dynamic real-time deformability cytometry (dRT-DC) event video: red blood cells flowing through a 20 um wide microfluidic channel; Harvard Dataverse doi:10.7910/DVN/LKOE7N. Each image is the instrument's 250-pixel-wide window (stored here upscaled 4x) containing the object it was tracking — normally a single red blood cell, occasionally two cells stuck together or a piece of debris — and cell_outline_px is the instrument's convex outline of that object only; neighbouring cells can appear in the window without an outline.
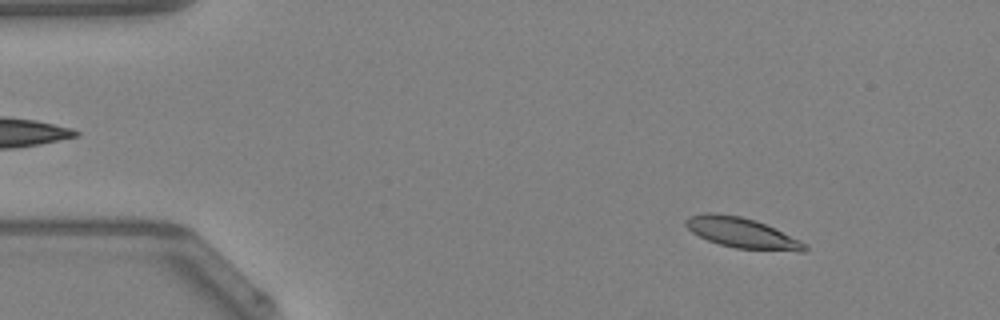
{"species": "Egyptian fruit bat (a non-hibernating species)", "species_latin": "Rousettus aegyptiacus", "temperature_condition": "warm", "stored_images_in_passage": 48, "camera_frame_rate_fps": 3000, "um_per_image_px": 0.085, "animal": {"sex": "female"}, "frame": {"image": 1, "passage_image": 6, "time_ms": 1.667, "image_size_px": [1000, 320], "cell_outline_px": [[808, 248], [804, 252], [800, 252], [736, 248], [720, 244], [708, 240], [692, 232], [684, 224], [684, 220], [688, 216], [704, 212], [712, 212], [740, 216], [764, 224], [800, 240]], "centroid_in_image_um": [63.02, 19.79], "position_along_channel_um": 22.0, "area_um2": 20.81}}
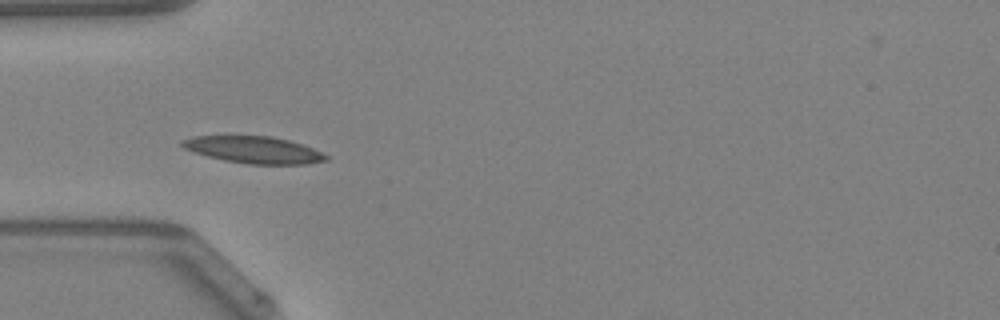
{"frame": {"image": 2, "passage_image": 15, "time_ms": 4.667, "image_size_px": [1000, 320], "cell_outline_px": [[328, 160], [308, 164], [248, 164], [224, 160], [208, 156], [184, 148], [180, 144], [180, 140], [192, 136], [272, 136], [288, 140], [312, 148], [328, 156]], "centroid_in_image_um": [21.56, 12.73], "position_along_channel_um": 63.4, "area_um2": 22.37}}
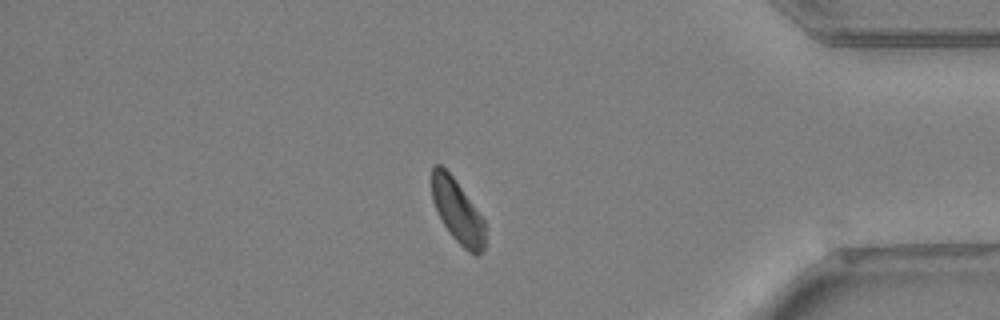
{"frame": {"image": 3, "passage_image": 41, "time_ms": 13.333, "image_size_px": [1000, 320], "cell_outline_px": [[484, 248], [480, 256], [476, 256], [468, 252], [448, 232], [432, 200], [432, 164], [440, 164], [456, 180], [484, 220]], "centroid_in_image_um": [38.88, 17.96], "position_along_channel_um": 396.3, "area_um2": 19.48}, "authors_computed_cell_mechanics": {"area_um2": 21.0392, "velocity_mm_per_s": 4.2175, "shape_relaxation_time_tau1_ms": 6.5993, "shape_relaxation_time_tau2_ms": null, "deformation_change_tau1": 0.148, "deformation_change_tau2": null}}